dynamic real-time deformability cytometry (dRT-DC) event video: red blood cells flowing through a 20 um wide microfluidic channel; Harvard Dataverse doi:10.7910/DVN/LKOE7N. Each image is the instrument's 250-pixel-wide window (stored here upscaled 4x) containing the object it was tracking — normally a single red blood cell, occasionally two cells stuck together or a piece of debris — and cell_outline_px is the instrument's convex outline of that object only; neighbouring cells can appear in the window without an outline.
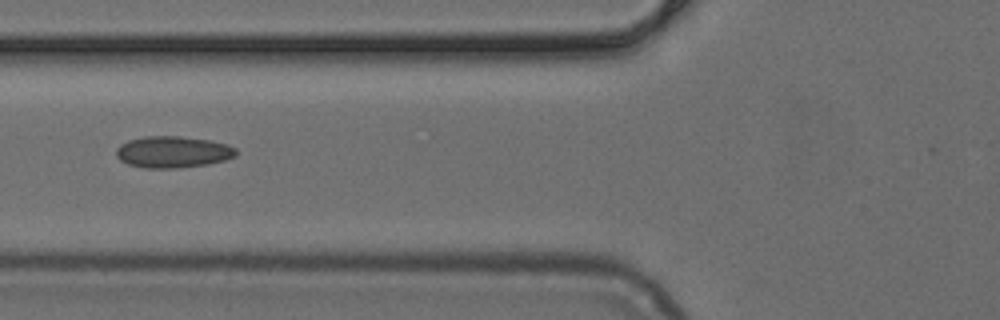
{"species": "common noctule bat (a hibernating species)", "species_latin": "Nyctalus noctula", "temperature_condition": "cold", "stored_images_in_passage": 18, "camera_frame_rate_fps": 3000, "um_per_image_px": 0.085, "animal": {"sex": "female", "body_mass_g": 24.6, "forearm_length_mm": 56.2}, "frame": {"image": 1, "passage_image": 4, "time_ms": 1.0, "image_size_px": [1000, 320], "cell_outline_px": [[236, 156], [224, 160], [208, 164], [176, 168], [144, 168], [128, 164], [120, 160], [116, 156], [116, 148], [120, 144], [128, 140], [144, 136], [180, 136], [208, 140], [228, 144], [236, 148]], "centroid_in_image_um": [14.67, 12.91], "position_along_channel_um": 111.1, "area_um2": 22.14}}
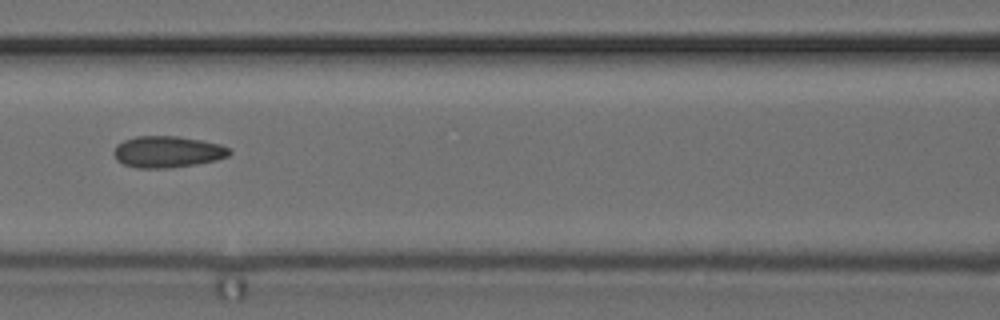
{"frame": {"image": 2, "passage_image": 7, "time_ms": 2.0, "image_size_px": [1000, 320], "cell_outline_px": [[232, 152], [228, 156], [216, 160], [196, 164], [168, 168], [136, 168], [124, 164], [116, 160], [116, 144], [124, 140], [136, 136], [180, 136], [220, 144], [228, 148]], "centroid_in_image_um": [14.25, 12.9], "position_along_channel_um": 152.4, "area_um2": 21.1}}
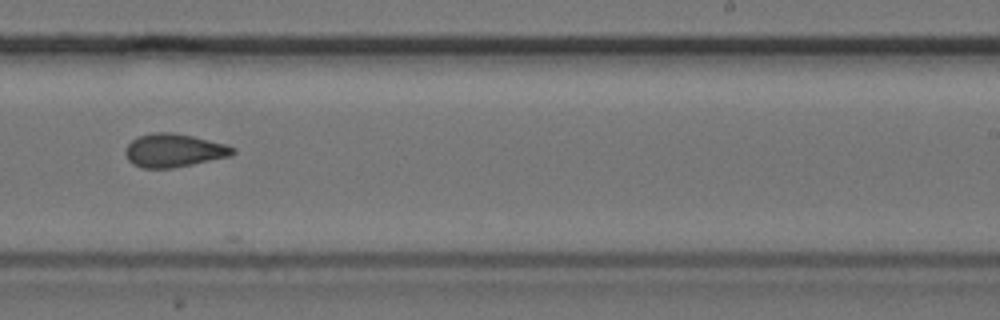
{"frame": {"image": 3, "passage_image": 16, "time_ms": 5.0, "image_size_px": [1000, 320], "cell_outline_px": [[236, 152], [232, 156], [172, 168], [140, 168], [132, 164], [128, 160], [124, 152], [124, 148], [132, 140], [140, 136], [152, 132], [172, 132], [192, 136], [228, 144], [236, 148]], "centroid_in_image_um": [14.79, 12.79], "position_along_channel_um": 274.2, "area_um2": 21.1}}